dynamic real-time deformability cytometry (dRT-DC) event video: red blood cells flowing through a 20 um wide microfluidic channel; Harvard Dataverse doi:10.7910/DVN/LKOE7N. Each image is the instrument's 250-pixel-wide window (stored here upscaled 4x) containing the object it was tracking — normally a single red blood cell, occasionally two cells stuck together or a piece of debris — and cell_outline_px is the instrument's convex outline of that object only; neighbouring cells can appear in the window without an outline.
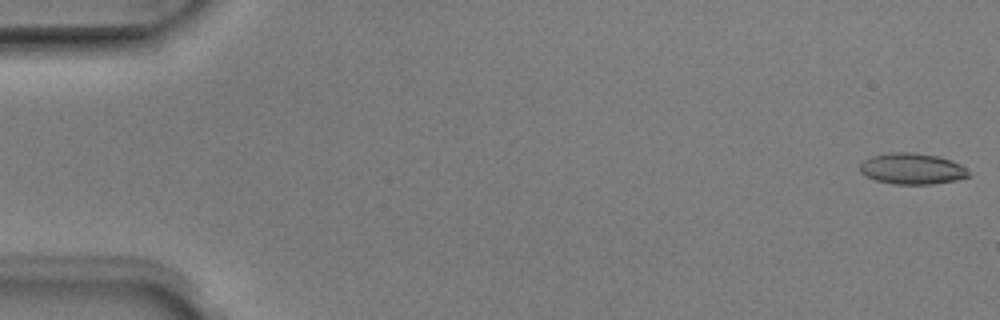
{"species": "Egyptian fruit bat (a non-hibernating species)", "species_latin": "Rousettus aegyptiacus", "temperature_condition": "room temperature", "stored_images_in_passage": 51, "camera_frame_rate_fps": 3000, "um_per_image_px": 0.085, "animal": {"sex": "male"}, "frame": {"image": 1, "passage_image": 1, "time_ms": 0.0, "image_size_px": [1000, 320], "cell_outline_px": [[972, 172], [968, 176], [956, 180], [932, 184], [892, 184], [876, 180], [860, 172], [860, 164], [864, 160], [872, 156], [892, 152], [912, 152], [936, 156], [952, 160], [960, 164]], "centroid_in_image_um": [77.55, 14.34], "position_along_channel_um": 7.4, "area_um2": 19.65}}
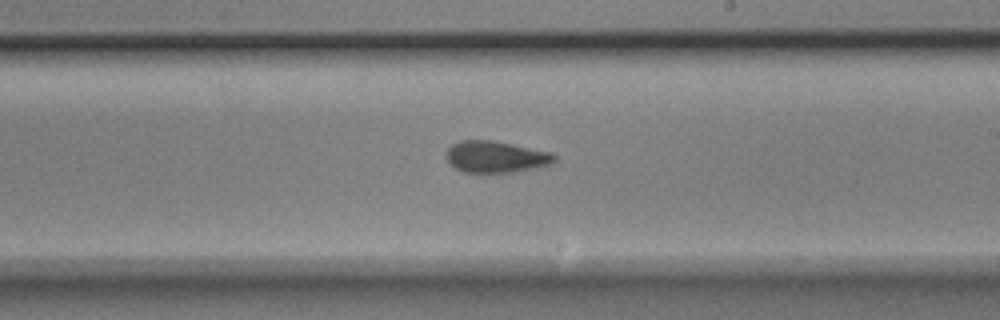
{"frame": {"image": 2, "passage_image": 30, "time_ms": 9.667, "image_size_px": [1000, 320], "cell_outline_px": [[556, 160], [552, 164], [536, 168], [512, 172], [464, 172], [456, 168], [444, 156], [448, 148], [452, 144], [460, 140], [492, 140], [552, 152], [556, 156]], "centroid_in_image_um": [42.16, 13.32], "position_along_channel_um": 246.8, "area_um2": 19.94}}
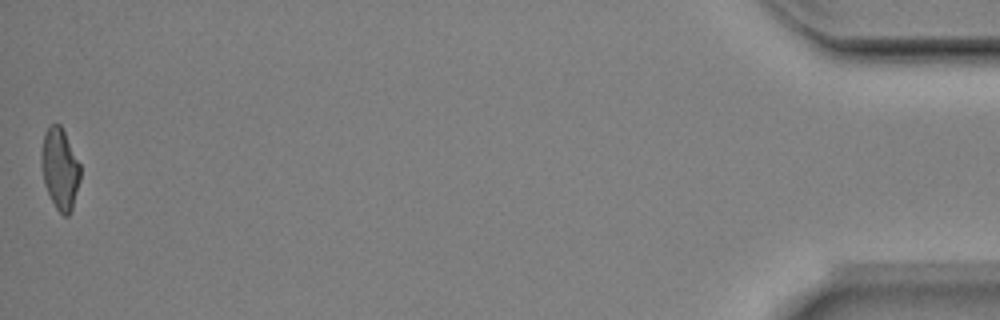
{"frame": {"image": 3, "passage_image": 51, "time_ms": 16.667, "image_size_px": [1000, 320], "cell_outline_px": [[80, 180], [72, 208], [68, 216], [64, 216], [56, 208], [44, 184], [40, 164], [40, 156], [44, 132], [52, 124], [60, 124], [80, 164]], "centroid_in_image_um": [5.07, 14.34], "position_along_channel_um": 430.1, "area_um2": 18.32}, "authors_computed_cell_mechanics": {"area_um2": 19.7098, "velocity_mm_per_s": 3.9777, "shape_relaxation_time_tau1_ms": 5.8351, "shape_relaxation_time_tau2_ms": 2.0697, "deformation_change_tau1": 0.1557, "deformation_change_tau2": 0.0995}}